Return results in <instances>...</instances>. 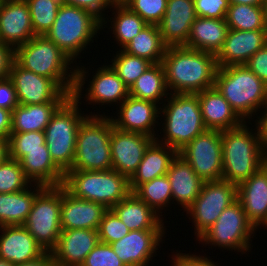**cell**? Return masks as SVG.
Segmentation results:
<instances>
[{"instance_id": "1", "label": "cell", "mask_w": 267, "mask_h": 266, "mask_svg": "<svg viewBox=\"0 0 267 266\" xmlns=\"http://www.w3.org/2000/svg\"><path fill=\"white\" fill-rule=\"evenodd\" d=\"M162 65L170 94H196L215 86V54L185 46L167 47Z\"/></svg>"}, {"instance_id": "2", "label": "cell", "mask_w": 267, "mask_h": 266, "mask_svg": "<svg viewBox=\"0 0 267 266\" xmlns=\"http://www.w3.org/2000/svg\"><path fill=\"white\" fill-rule=\"evenodd\" d=\"M248 123V124H247ZM244 122L241 126L221 131L222 179L236 186L246 181L262 167L263 144L255 124Z\"/></svg>"}, {"instance_id": "3", "label": "cell", "mask_w": 267, "mask_h": 266, "mask_svg": "<svg viewBox=\"0 0 267 266\" xmlns=\"http://www.w3.org/2000/svg\"><path fill=\"white\" fill-rule=\"evenodd\" d=\"M160 117L159 126L162 127L158 129L160 131L163 129L159 133L163 134L161 137L158 134L156 140L177 152L207 130L197 94H170L160 106Z\"/></svg>"}, {"instance_id": "4", "label": "cell", "mask_w": 267, "mask_h": 266, "mask_svg": "<svg viewBox=\"0 0 267 266\" xmlns=\"http://www.w3.org/2000/svg\"><path fill=\"white\" fill-rule=\"evenodd\" d=\"M215 87L245 122L267 104V85L246 65L218 67Z\"/></svg>"}, {"instance_id": "5", "label": "cell", "mask_w": 267, "mask_h": 266, "mask_svg": "<svg viewBox=\"0 0 267 266\" xmlns=\"http://www.w3.org/2000/svg\"><path fill=\"white\" fill-rule=\"evenodd\" d=\"M14 60L22 68L55 80L67 93H73L76 65L45 35H35L17 47Z\"/></svg>"}, {"instance_id": "6", "label": "cell", "mask_w": 267, "mask_h": 266, "mask_svg": "<svg viewBox=\"0 0 267 266\" xmlns=\"http://www.w3.org/2000/svg\"><path fill=\"white\" fill-rule=\"evenodd\" d=\"M100 31L102 32V21L94 14L64 5L59 7L56 19L45 36L77 65V58L80 59L81 53L84 54L85 50L93 46V38L98 37Z\"/></svg>"}, {"instance_id": "7", "label": "cell", "mask_w": 267, "mask_h": 266, "mask_svg": "<svg viewBox=\"0 0 267 266\" xmlns=\"http://www.w3.org/2000/svg\"><path fill=\"white\" fill-rule=\"evenodd\" d=\"M90 114L83 120L76 136V150L70 170L112 169L110 137L113 122L105 112Z\"/></svg>"}, {"instance_id": "8", "label": "cell", "mask_w": 267, "mask_h": 266, "mask_svg": "<svg viewBox=\"0 0 267 266\" xmlns=\"http://www.w3.org/2000/svg\"><path fill=\"white\" fill-rule=\"evenodd\" d=\"M62 186L75 198L103 204L107 209L131 193L130 180L113 169L69 170Z\"/></svg>"}, {"instance_id": "9", "label": "cell", "mask_w": 267, "mask_h": 266, "mask_svg": "<svg viewBox=\"0 0 267 266\" xmlns=\"http://www.w3.org/2000/svg\"><path fill=\"white\" fill-rule=\"evenodd\" d=\"M81 100L70 96L53 114L45 128V143L54 164L65 174L72 168L78 128L88 116Z\"/></svg>"}, {"instance_id": "10", "label": "cell", "mask_w": 267, "mask_h": 266, "mask_svg": "<svg viewBox=\"0 0 267 266\" xmlns=\"http://www.w3.org/2000/svg\"><path fill=\"white\" fill-rule=\"evenodd\" d=\"M256 228L246 216L241 203L236 200L227 207L216 222L205 231L196 241L212 249L218 247L222 251L227 249L240 252L242 255L253 248L252 239ZM201 242V243H200ZM252 245V246H251Z\"/></svg>"}, {"instance_id": "11", "label": "cell", "mask_w": 267, "mask_h": 266, "mask_svg": "<svg viewBox=\"0 0 267 266\" xmlns=\"http://www.w3.org/2000/svg\"><path fill=\"white\" fill-rule=\"evenodd\" d=\"M80 63L81 62L79 61V64L76 65V81L72 94L77 100L84 98L83 101L85 100V102H87L86 105H99V109H102L100 108V105L101 107L103 105H109L110 107L117 104V107L130 95L128 86L109 65L108 60L107 63L105 61V65L103 64L101 67L95 68V73L92 71V80L88 79V76L91 74L89 71L92 70L91 67L87 66L86 68ZM85 81L88 83L85 85L86 88L84 86V84H86Z\"/></svg>"}, {"instance_id": "12", "label": "cell", "mask_w": 267, "mask_h": 266, "mask_svg": "<svg viewBox=\"0 0 267 266\" xmlns=\"http://www.w3.org/2000/svg\"><path fill=\"white\" fill-rule=\"evenodd\" d=\"M62 185L45 186L34 199L23 226L36 242L50 252L57 244L62 229L60 227Z\"/></svg>"}, {"instance_id": "13", "label": "cell", "mask_w": 267, "mask_h": 266, "mask_svg": "<svg viewBox=\"0 0 267 266\" xmlns=\"http://www.w3.org/2000/svg\"><path fill=\"white\" fill-rule=\"evenodd\" d=\"M237 200V186L223 179L204 181L200 195L185 211L197 240Z\"/></svg>"}, {"instance_id": "14", "label": "cell", "mask_w": 267, "mask_h": 266, "mask_svg": "<svg viewBox=\"0 0 267 266\" xmlns=\"http://www.w3.org/2000/svg\"><path fill=\"white\" fill-rule=\"evenodd\" d=\"M183 157L203 181L222 179V139L220 130L207 129L182 148Z\"/></svg>"}, {"instance_id": "15", "label": "cell", "mask_w": 267, "mask_h": 266, "mask_svg": "<svg viewBox=\"0 0 267 266\" xmlns=\"http://www.w3.org/2000/svg\"><path fill=\"white\" fill-rule=\"evenodd\" d=\"M17 99L21 105L65 102L73 93H67L55 80L22 68L15 60L9 73Z\"/></svg>"}, {"instance_id": "16", "label": "cell", "mask_w": 267, "mask_h": 266, "mask_svg": "<svg viewBox=\"0 0 267 266\" xmlns=\"http://www.w3.org/2000/svg\"><path fill=\"white\" fill-rule=\"evenodd\" d=\"M116 110L113 113L115 116L109 115L115 128L125 132L146 134L156 139L159 132L157 127L160 125L159 104L129 95Z\"/></svg>"}, {"instance_id": "17", "label": "cell", "mask_w": 267, "mask_h": 266, "mask_svg": "<svg viewBox=\"0 0 267 266\" xmlns=\"http://www.w3.org/2000/svg\"><path fill=\"white\" fill-rule=\"evenodd\" d=\"M153 140L149 135L125 132L113 126L110 137L112 169L130 180Z\"/></svg>"}, {"instance_id": "18", "label": "cell", "mask_w": 267, "mask_h": 266, "mask_svg": "<svg viewBox=\"0 0 267 266\" xmlns=\"http://www.w3.org/2000/svg\"><path fill=\"white\" fill-rule=\"evenodd\" d=\"M165 234L166 230L130 231L110 245L126 266H150V261L153 262V257L157 256L160 244L165 242Z\"/></svg>"}, {"instance_id": "19", "label": "cell", "mask_w": 267, "mask_h": 266, "mask_svg": "<svg viewBox=\"0 0 267 266\" xmlns=\"http://www.w3.org/2000/svg\"><path fill=\"white\" fill-rule=\"evenodd\" d=\"M35 36L25 0H0V42L14 50Z\"/></svg>"}, {"instance_id": "20", "label": "cell", "mask_w": 267, "mask_h": 266, "mask_svg": "<svg viewBox=\"0 0 267 266\" xmlns=\"http://www.w3.org/2000/svg\"><path fill=\"white\" fill-rule=\"evenodd\" d=\"M196 18L194 0H168L158 24L164 44L167 47L185 46Z\"/></svg>"}, {"instance_id": "21", "label": "cell", "mask_w": 267, "mask_h": 266, "mask_svg": "<svg viewBox=\"0 0 267 266\" xmlns=\"http://www.w3.org/2000/svg\"><path fill=\"white\" fill-rule=\"evenodd\" d=\"M267 44V30L241 31L229 29L222 49L216 55L218 67L245 65Z\"/></svg>"}, {"instance_id": "22", "label": "cell", "mask_w": 267, "mask_h": 266, "mask_svg": "<svg viewBox=\"0 0 267 266\" xmlns=\"http://www.w3.org/2000/svg\"><path fill=\"white\" fill-rule=\"evenodd\" d=\"M98 242V230H62L56 246L50 252L57 266H81Z\"/></svg>"}, {"instance_id": "23", "label": "cell", "mask_w": 267, "mask_h": 266, "mask_svg": "<svg viewBox=\"0 0 267 266\" xmlns=\"http://www.w3.org/2000/svg\"><path fill=\"white\" fill-rule=\"evenodd\" d=\"M237 200L257 230L267 226V171L263 166L237 186Z\"/></svg>"}, {"instance_id": "24", "label": "cell", "mask_w": 267, "mask_h": 266, "mask_svg": "<svg viewBox=\"0 0 267 266\" xmlns=\"http://www.w3.org/2000/svg\"><path fill=\"white\" fill-rule=\"evenodd\" d=\"M107 210L103 204L75 198L62 186L60 219L62 230H98L103 215Z\"/></svg>"}, {"instance_id": "25", "label": "cell", "mask_w": 267, "mask_h": 266, "mask_svg": "<svg viewBox=\"0 0 267 266\" xmlns=\"http://www.w3.org/2000/svg\"><path fill=\"white\" fill-rule=\"evenodd\" d=\"M0 258L16 265L38 259L45 250L23 225L0 227Z\"/></svg>"}, {"instance_id": "26", "label": "cell", "mask_w": 267, "mask_h": 266, "mask_svg": "<svg viewBox=\"0 0 267 266\" xmlns=\"http://www.w3.org/2000/svg\"><path fill=\"white\" fill-rule=\"evenodd\" d=\"M196 94L207 129L223 131L239 127L245 122L215 86Z\"/></svg>"}, {"instance_id": "27", "label": "cell", "mask_w": 267, "mask_h": 266, "mask_svg": "<svg viewBox=\"0 0 267 266\" xmlns=\"http://www.w3.org/2000/svg\"><path fill=\"white\" fill-rule=\"evenodd\" d=\"M172 189V204L180 206L184 213L200 195L204 181L179 154L173 159L166 173Z\"/></svg>"}, {"instance_id": "28", "label": "cell", "mask_w": 267, "mask_h": 266, "mask_svg": "<svg viewBox=\"0 0 267 266\" xmlns=\"http://www.w3.org/2000/svg\"><path fill=\"white\" fill-rule=\"evenodd\" d=\"M111 210L130 231L137 230H167L164 221L151 207L139 199L133 192L125 197Z\"/></svg>"}, {"instance_id": "29", "label": "cell", "mask_w": 267, "mask_h": 266, "mask_svg": "<svg viewBox=\"0 0 267 266\" xmlns=\"http://www.w3.org/2000/svg\"><path fill=\"white\" fill-rule=\"evenodd\" d=\"M177 154L175 149L154 139L145 150L137 171L130 179L131 192L145 182L166 175Z\"/></svg>"}, {"instance_id": "30", "label": "cell", "mask_w": 267, "mask_h": 266, "mask_svg": "<svg viewBox=\"0 0 267 266\" xmlns=\"http://www.w3.org/2000/svg\"><path fill=\"white\" fill-rule=\"evenodd\" d=\"M19 162L31 183L43 186L63 184L64 173L52 161L46 143L43 149L24 150V157Z\"/></svg>"}, {"instance_id": "31", "label": "cell", "mask_w": 267, "mask_h": 266, "mask_svg": "<svg viewBox=\"0 0 267 266\" xmlns=\"http://www.w3.org/2000/svg\"><path fill=\"white\" fill-rule=\"evenodd\" d=\"M228 32L226 18L212 19L197 16L191 26L185 47L217 55Z\"/></svg>"}, {"instance_id": "32", "label": "cell", "mask_w": 267, "mask_h": 266, "mask_svg": "<svg viewBox=\"0 0 267 266\" xmlns=\"http://www.w3.org/2000/svg\"><path fill=\"white\" fill-rule=\"evenodd\" d=\"M44 187L32 183L22 191L0 194V227L23 225L36 195Z\"/></svg>"}, {"instance_id": "33", "label": "cell", "mask_w": 267, "mask_h": 266, "mask_svg": "<svg viewBox=\"0 0 267 266\" xmlns=\"http://www.w3.org/2000/svg\"><path fill=\"white\" fill-rule=\"evenodd\" d=\"M110 11H112L113 16H108L102 20V29L104 31V28H107L106 33L111 31L112 37L115 38L114 41L119 46L118 50L123 49L148 25L138 14L132 12L123 3H115ZM110 28L111 30H109Z\"/></svg>"}, {"instance_id": "34", "label": "cell", "mask_w": 267, "mask_h": 266, "mask_svg": "<svg viewBox=\"0 0 267 266\" xmlns=\"http://www.w3.org/2000/svg\"><path fill=\"white\" fill-rule=\"evenodd\" d=\"M64 102H49L35 105L19 104L12 111L11 133L45 131L53 114Z\"/></svg>"}, {"instance_id": "35", "label": "cell", "mask_w": 267, "mask_h": 266, "mask_svg": "<svg viewBox=\"0 0 267 266\" xmlns=\"http://www.w3.org/2000/svg\"><path fill=\"white\" fill-rule=\"evenodd\" d=\"M130 96L153 101L161 106L169 97L162 63H153L129 88Z\"/></svg>"}, {"instance_id": "36", "label": "cell", "mask_w": 267, "mask_h": 266, "mask_svg": "<svg viewBox=\"0 0 267 266\" xmlns=\"http://www.w3.org/2000/svg\"><path fill=\"white\" fill-rule=\"evenodd\" d=\"M166 48L158 25H147L122 50L152 63H162Z\"/></svg>"}, {"instance_id": "37", "label": "cell", "mask_w": 267, "mask_h": 266, "mask_svg": "<svg viewBox=\"0 0 267 266\" xmlns=\"http://www.w3.org/2000/svg\"><path fill=\"white\" fill-rule=\"evenodd\" d=\"M133 193L162 218V211H167L172 204L171 184L166 175L139 185Z\"/></svg>"}, {"instance_id": "38", "label": "cell", "mask_w": 267, "mask_h": 266, "mask_svg": "<svg viewBox=\"0 0 267 266\" xmlns=\"http://www.w3.org/2000/svg\"><path fill=\"white\" fill-rule=\"evenodd\" d=\"M226 22L234 30H267L262 5L229 4Z\"/></svg>"}, {"instance_id": "39", "label": "cell", "mask_w": 267, "mask_h": 266, "mask_svg": "<svg viewBox=\"0 0 267 266\" xmlns=\"http://www.w3.org/2000/svg\"><path fill=\"white\" fill-rule=\"evenodd\" d=\"M115 53L109 65L128 88L153 64L145 58L128 54L122 49Z\"/></svg>"}, {"instance_id": "40", "label": "cell", "mask_w": 267, "mask_h": 266, "mask_svg": "<svg viewBox=\"0 0 267 266\" xmlns=\"http://www.w3.org/2000/svg\"><path fill=\"white\" fill-rule=\"evenodd\" d=\"M31 14L35 35H45L52 27L59 6L52 0H25Z\"/></svg>"}, {"instance_id": "41", "label": "cell", "mask_w": 267, "mask_h": 266, "mask_svg": "<svg viewBox=\"0 0 267 266\" xmlns=\"http://www.w3.org/2000/svg\"><path fill=\"white\" fill-rule=\"evenodd\" d=\"M31 184L18 160L8 158L0 164V194L22 191Z\"/></svg>"}, {"instance_id": "42", "label": "cell", "mask_w": 267, "mask_h": 266, "mask_svg": "<svg viewBox=\"0 0 267 266\" xmlns=\"http://www.w3.org/2000/svg\"><path fill=\"white\" fill-rule=\"evenodd\" d=\"M8 140L9 158L20 161L24 157V150L43 149L45 132L11 133Z\"/></svg>"}, {"instance_id": "43", "label": "cell", "mask_w": 267, "mask_h": 266, "mask_svg": "<svg viewBox=\"0 0 267 266\" xmlns=\"http://www.w3.org/2000/svg\"><path fill=\"white\" fill-rule=\"evenodd\" d=\"M168 0H125L123 4L138 14L148 25H158L166 11Z\"/></svg>"}, {"instance_id": "44", "label": "cell", "mask_w": 267, "mask_h": 266, "mask_svg": "<svg viewBox=\"0 0 267 266\" xmlns=\"http://www.w3.org/2000/svg\"><path fill=\"white\" fill-rule=\"evenodd\" d=\"M130 230L125 224L116 216V214L108 209L100 222L98 228L99 241L106 244H111L120 240L127 235Z\"/></svg>"}, {"instance_id": "45", "label": "cell", "mask_w": 267, "mask_h": 266, "mask_svg": "<svg viewBox=\"0 0 267 266\" xmlns=\"http://www.w3.org/2000/svg\"><path fill=\"white\" fill-rule=\"evenodd\" d=\"M81 266H126L110 244L98 242L89 252Z\"/></svg>"}, {"instance_id": "46", "label": "cell", "mask_w": 267, "mask_h": 266, "mask_svg": "<svg viewBox=\"0 0 267 266\" xmlns=\"http://www.w3.org/2000/svg\"><path fill=\"white\" fill-rule=\"evenodd\" d=\"M198 17L224 19L229 8V0H194Z\"/></svg>"}, {"instance_id": "47", "label": "cell", "mask_w": 267, "mask_h": 266, "mask_svg": "<svg viewBox=\"0 0 267 266\" xmlns=\"http://www.w3.org/2000/svg\"><path fill=\"white\" fill-rule=\"evenodd\" d=\"M115 4L114 0H66V5L78 7L94 14L101 21L105 19ZM108 10V11H105Z\"/></svg>"}, {"instance_id": "48", "label": "cell", "mask_w": 267, "mask_h": 266, "mask_svg": "<svg viewBox=\"0 0 267 266\" xmlns=\"http://www.w3.org/2000/svg\"><path fill=\"white\" fill-rule=\"evenodd\" d=\"M176 251H173L172 253L174 254L171 255V266H219L217 262H214L210 257L205 255L191 254L190 252L186 254L178 250Z\"/></svg>"}, {"instance_id": "49", "label": "cell", "mask_w": 267, "mask_h": 266, "mask_svg": "<svg viewBox=\"0 0 267 266\" xmlns=\"http://www.w3.org/2000/svg\"><path fill=\"white\" fill-rule=\"evenodd\" d=\"M18 105L13 81L9 77L0 80V108L13 111Z\"/></svg>"}, {"instance_id": "50", "label": "cell", "mask_w": 267, "mask_h": 266, "mask_svg": "<svg viewBox=\"0 0 267 266\" xmlns=\"http://www.w3.org/2000/svg\"><path fill=\"white\" fill-rule=\"evenodd\" d=\"M245 65L267 85V44L249 58Z\"/></svg>"}, {"instance_id": "51", "label": "cell", "mask_w": 267, "mask_h": 266, "mask_svg": "<svg viewBox=\"0 0 267 266\" xmlns=\"http://www.w3.org/2000/svg\"><path fill=\"white\" fill-rule=\"evenodd\" d=\"M15 58V50L0 42V80L9 77L11 65Z\"/></svg>"}, {"instance_id": "52", "label": "cell", "mask_w": 267, "mask_h": 266, "mask_svg": "<svg viewBox=\"0 0 267 266\" xmlns=\"http://www.w3.org/2000/svg\"><path fill=\"white\" fill-rule=\"evenodd\" d=\"M259 116L255 121V126L258 130L263 146H267V104L261 109Z\"/></svg>"}, {"instance_id": "53", "label": "cell", "mask_w": 267, "mask_h": 266, "mask_svg": "<svg viewBox=\"0 0 267 266\" xmlns=\"http://www.w3.org/2000/svg\"><path fill=\"white\" fill-rule=\"evenodd\" d=\"M12 111L0 108V138L9 139L11 134Z\"/></svg>"}, {"instance_id": "54", "label": "cell", "mask_w": 267, "mask_h": 266, "mask_svg": "<svg viewBox=\"0 0 267 266\" xmlns=\"http://www.w3.org/2000/svg\"><path fill=\"white\" fill-rule=\"evenodd\" d=\"M15 266H57V265L53 260L51 252H45L42 256H40L36 260L25 263H19L16 264Z\"/></svg>"}, {"instance_id": "55", "label": "cell", "mask_w": 267, "mask_h": 266, "mask_svg": "<svg viewBox=\"0 0 267 266\" xmlns=\"http://www.w3.org/2000/svg\"><path fill=\"white\" fill-rule=\"evenodd\" d=\"M9 158V140L0 138V164Z\"/></svg>"}, {"instance_id": "56", "label": "cell", "mask_w": 267, "mask_h": 266, "mask_svg": "<svg viewBox=\"0 0 267 266\" xmlns=\"http://www.w3.org/2000/svg\"><path fill=\"white\" fill-rule=\"evenodd\" d=\"M229 4L263 5V0H229Z\"/></svg>"}, {"instance_id": "57", "label": "cell", "mask_w": 267, "mask_h": 266, "mask_svg": "<svg viewBox=\"0 0 267 266\" xmlns=\"http://www.w3.org/2000/svg\"><path fill=\"white\" fill-rule=\"evenodd\" d=\"M262 166L267 171V146H264L263 148V163Z\"/></svg>"}, {"instance_id": "58", "label": "cell", "mask_w": 267, "mask_h": 266, "mask_svg": "<svg viewBox=\"0 0 267 266\" xmlns=\"http://www.w3.org/2000/svg\"><path fill=\"white\" fill-rule=\"evenodd\" d=\"M263 10H264V19H265V25L267 28V0H263Z\"/></svg>"}, {"instance_id": "59", "label": "cell", "mask_w": 267, "mask_h": 266, "mask_svg": "<svg viewBox=\"0 0 267 266\" xmlns=\"http://www.w3.org/2000/svg\"><path fill=\"white\" fill-rule=\"evenodd\" d=\"M0 266H15V265L10 263L9 261H6L0 258Z\"/></svg>"}, {"instance_id": "60", "label": "cell", "mask_w": 267, "mask_h": 266, "mask_svg": "<svg viewBox=\"0 0 267 266\" xmlns=\"http://www.w3.org/2000/svg\"><path fill=\"white\" fill-rule=\"evenodd\" d=\"M59 7L66 5V0H52Z\"/></svg>"}, {"instance_id": "61", "label": "cell", "mask_w": 267, "mask_h": 266, "mask_svg": "<svg viewBox=\"0 0 267 266\" xmlns=\"http://www.w3.org/2000/svg\"><path fill=\"white\" fill-rule=\"evenodd\" d=\"M125 0H114L115 3H123Z\"/></svg>"}]
</instances>
